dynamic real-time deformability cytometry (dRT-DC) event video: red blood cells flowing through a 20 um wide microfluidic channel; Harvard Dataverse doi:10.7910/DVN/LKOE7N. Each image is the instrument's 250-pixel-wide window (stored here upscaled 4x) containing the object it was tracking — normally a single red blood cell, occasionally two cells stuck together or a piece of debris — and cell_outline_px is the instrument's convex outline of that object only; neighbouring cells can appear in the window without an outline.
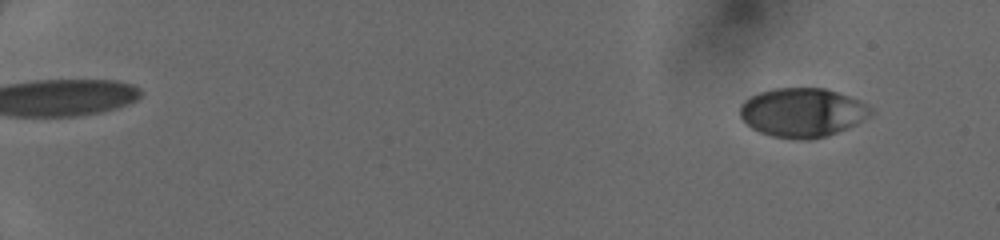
{"species": "human", "species_latin": "Homo sapiens", "temperature_condition": "cold", "stored_images_in_passage": 50, "camera_frame_rate_fps": 3000, "um_per_image_px": 0.085, "donor": {"sex": "female"}, "frame": {"image": 1, "passage_image": 4, "time_ms": 1.0, "image_size_px": [1000, 240], "cell_outline_px": [[872, 112], [868, 116], [856, 124], [836, 132], [812, 140], [808, 140], [772, 136], [760, 132], [752, 128], [740, 116], [740, 108], [744, 100], [760, 92], [776, 88], [824, 88], [860, 100], [868, 104]], "centroid_in_image_um": [68.2, 9.56], "position_along_channel_um": 16.8, "area_um2": 36.93}}
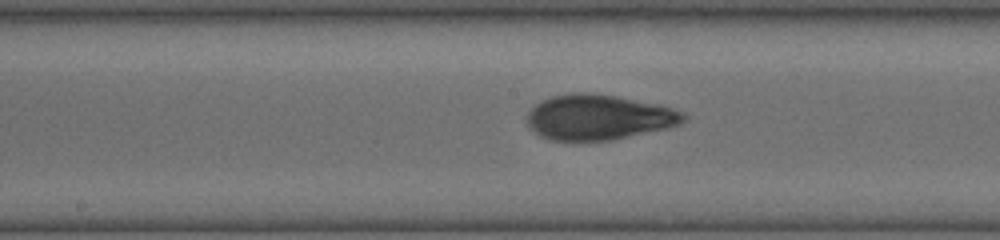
{"frame": {"image": 2, "passage_image": 29, "time_ms": 9.333, "image_size_px": [1000, 240], "cell_outline_px": [[684, 120], [680, 124], [668, 128], [612, 140], [552, 140], [540, 136], [528, 124], [528, 112], [536, 104], [552, 96], [572, 92], [592, 92], [616, 96], [660, 104], [672, 108], [680, 112], [684, 116]], "centroid_in_image_um": [50.89, 9.95], "position_along_channel_um": 197.3, "area_um2": 40.98}}
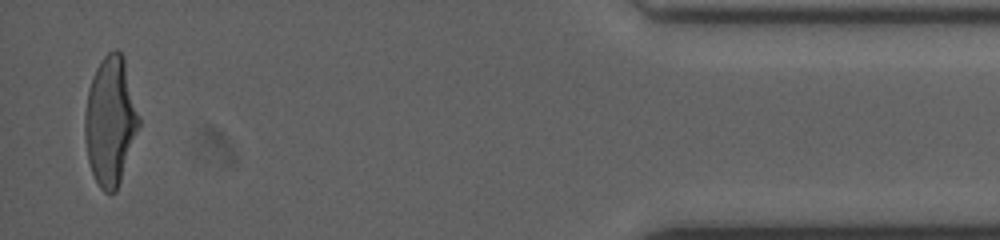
{"frame": {"image": 3, "passage_image": 49, "time_ms": 16.0, "image_size_px": [1000, 240], "cell_outline_px": [[140, 124], [116, 192], [104, 192], [100, 188], [92, 172], [88, 160], [84, 136], [84, 116], [88, 88], [92, 76], [96, 68], [104, 56], [108, 52], [116, 48], [124, 56], [140, 120]], "centroid_in_image_um": [9.37, 10.26], "position_along_channel_um": 425.8, "area_um2": 40.4}}